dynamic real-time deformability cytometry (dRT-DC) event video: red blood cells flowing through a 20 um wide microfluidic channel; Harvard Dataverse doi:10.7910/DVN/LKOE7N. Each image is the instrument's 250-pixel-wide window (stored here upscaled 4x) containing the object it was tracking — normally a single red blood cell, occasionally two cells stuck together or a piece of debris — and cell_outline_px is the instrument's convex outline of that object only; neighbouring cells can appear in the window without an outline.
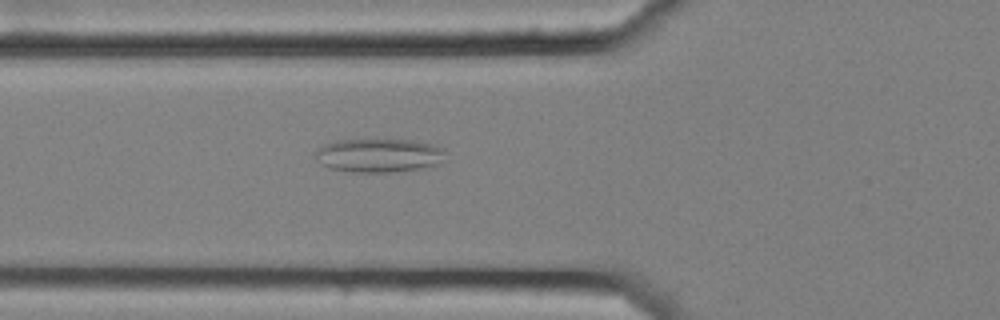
{"species": "common noctule bat (a hibernating species)", "species_latin": "Nyctalus noctula", "temperature_condition": "cold", "stored_images_in_passage": 30, "camera_frame_rate_fps": 3000, "um_per_image_px": 0.085, "animal": {"sex": "female", "body_mass_g": 25.1}, "frame": {"image": 1, "passage_image": 5, "time_ms": 1.333, "image_size_px": [1000, 320], "cell_outline_px": [[444, 148], [436, 164], [420, 168], [388, 172], [352, 172], [328, 168], [312, 152], [324, 144], [336, 140], [416, 140], [432, 144]], "centroid_in_image_um": [32.12, 13.19], "position_along_channel_um": 93.7, "area_um2": 25.09}}
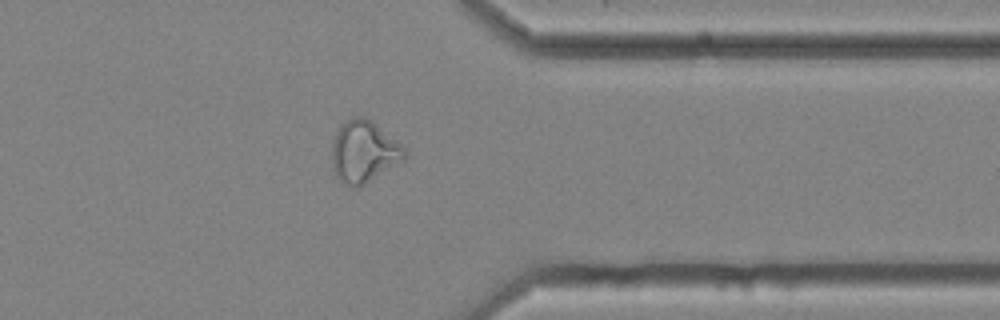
{"frame": {"image": 2, "passage_image": 29, "time_ms": 9.333, "image_size_px": [1000, 320], "cell_outline_px": [[408, 156], [404, 160], [364, 184], [352, 188], [344, 184], [336, 176], [332, 168], [332, 140], [336, 132], [348, 120], [356, 116], [364, 116], [400, 144], [408, 152]], "centroid_in_image_um": [30.91, 12.92], "position_along_channel_um": 380.5, "area_um2": 25.78}, "authors_computed_cell_mechanics": {"area_um2": 20.0277, "velocity_mm_per_s": 3.648, "shape_relaxation_time_tau1_ms": null, "shape_relaxation_time_tau2_ms": 2.7299, "deformation_change_tau1": null, "deformation_change_tau2": 0.1066}}